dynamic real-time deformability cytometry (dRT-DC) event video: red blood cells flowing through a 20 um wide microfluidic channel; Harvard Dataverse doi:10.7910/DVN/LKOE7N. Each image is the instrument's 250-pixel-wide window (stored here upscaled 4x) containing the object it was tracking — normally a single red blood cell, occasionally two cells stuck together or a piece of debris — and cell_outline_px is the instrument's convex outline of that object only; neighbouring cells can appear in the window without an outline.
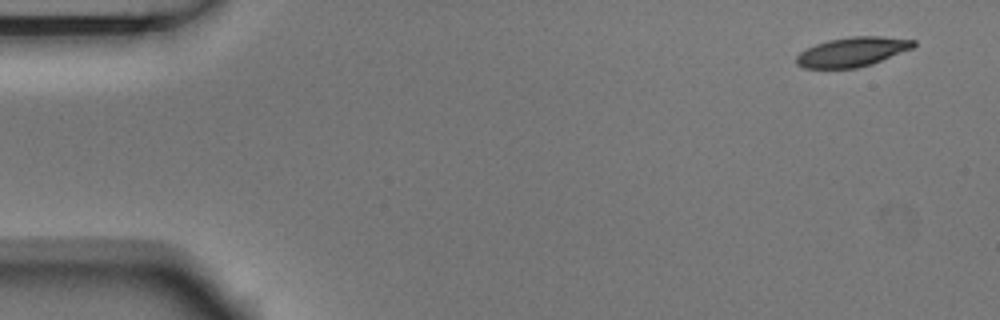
{"species": "Egyptian fruit bat (a non-hibernating species)", "species_latin": "Rousettus aegyptiacus", "temperature_condition": "room temperature", "stored_images_in_passage": 5, "camera_frame_rate_fps": 3000, "um_per_image_px": 0.085, "animal": {"sex": "male"}, "frame": {"image": 1, "passage_image": 1, "time_ms": 0.0, "image_size_px": [1000, 320], "cell_outline_px": [[916, 44], [912, 48], [872, 64], [856, 68], [804, 68], [796, 64], [796, 56], [800, 52], [816, 44], [828, 40], [852, 36], [880, 36], [916, 40]], "centroid_in_image_um": [72.44, 4.41], "position_along_channel_um": 12.6, "area_um2": 20.0}}
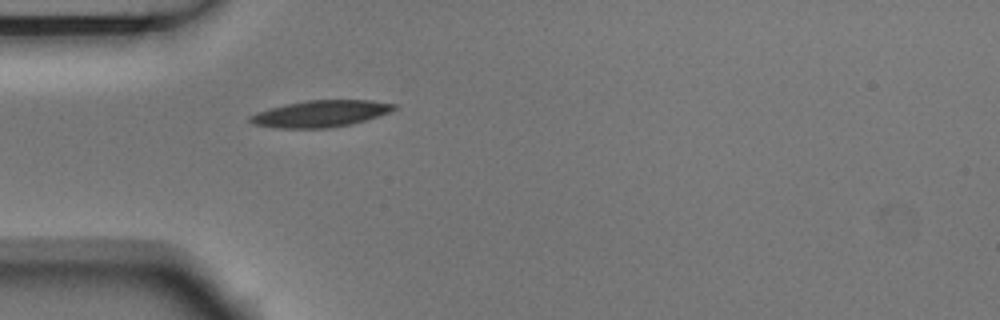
{"frame": {"image": 2, "passage_image": 5, "time_ms": 1.333, "image_size_px": [1000, 320], "cell_outline_px": [[396, 108], [388, 112], [352, 124], [328, 128], [280, 128], [252, 124], [248, 120], [248, 116], [256, 112], [284, 104], [308, 100], [372, 100], [396, 104]], "centroid_in_image_um": [27.2, 9.66], "position_along_channel_um": 57.8, "area_um2": 22.25}}